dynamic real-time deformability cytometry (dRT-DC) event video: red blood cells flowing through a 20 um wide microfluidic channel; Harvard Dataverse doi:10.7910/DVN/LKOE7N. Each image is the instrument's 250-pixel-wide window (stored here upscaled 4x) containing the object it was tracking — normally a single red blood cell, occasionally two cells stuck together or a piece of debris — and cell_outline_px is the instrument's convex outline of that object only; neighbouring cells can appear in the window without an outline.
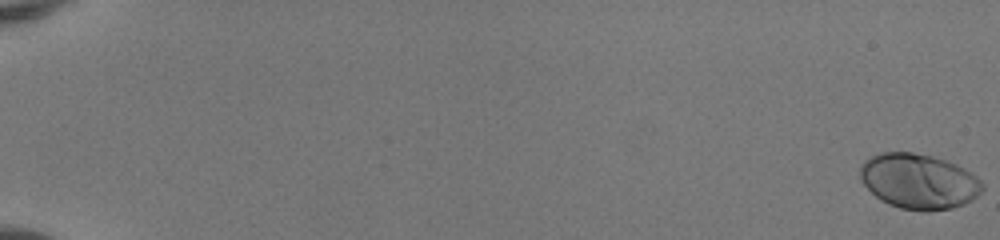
{"species": "human", "species_latin": "Homo sapiens", "temperature_condition": "room temperature", "stored_images_in_passage": 53, "camera_frame_rate_fps": 3000, "um_per_image_px": 0.085, "donor": {"sex": "female"}, "frame": {"image": 1, "passage_image": 1, "time_ms": 0.0, "image_size_px": [1000, 240], "cell_outline_px": [[984, 188], [972, 200], [964, 204], [952, 208], [928, 212], [924, 212], [900, 208], [888, 204], [880, 200], [860, 180], [860, 168], [864, 160], [880, 152], [912, 152], [932, 156], [956, 164], [964, 168], [976, 176], [984, 184]], "centroid_in_image_um": [78.09, 15.42], "position_along_channel_um": 6.9, "area_um2": 39.48}}
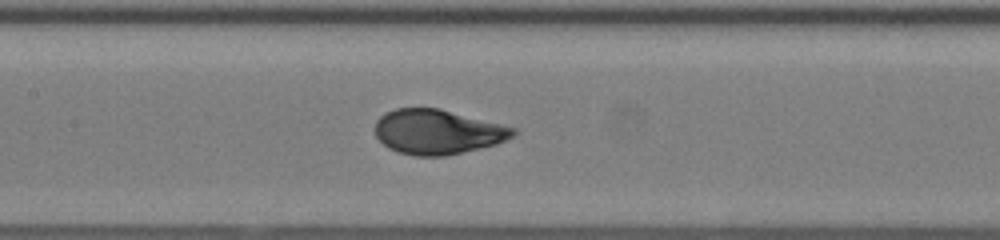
{"frame": {"image": 2, "passage_image": 29, "time_ms": 9.333, "image_size_px": [1000, 240], "cell_outline_px": [[516, 132], [512, 136], [496, 144], [444, 156], [416, 156], [396, 152], [388, 148], [376, 136], [376, 120], [380, 116], [396, 108], [440, 108], [516, 128]], "centroid_in_image_um": [37.17, 11.21], "position_along_channel_um": 170.2, "area_um2": 35.72}}
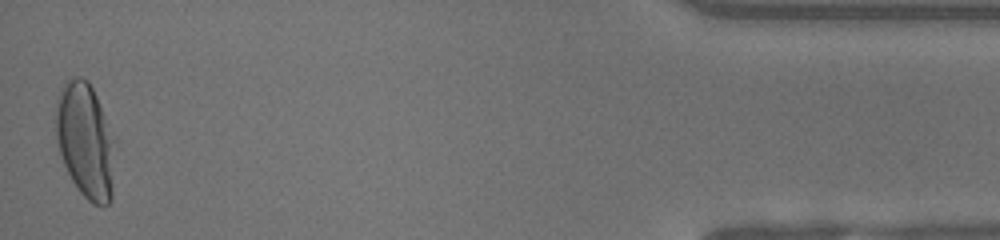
{"frame": {"image": 3, "passage_image": 53, "time_ms": 17.333, "image_size_px": [1000, 240], "cell_outline_px": [[116, 140], [112, 200], [104, 208], [92, 204], [80, 192], [72, 180], [64, 164], [60, 152], [56, 136], [56, 100], [60, 88], [64, 80], [72, 76], [80, 76], [88, 80], [96, 96]], "centroid_in_image_um": [7.28, 11.95], "position_along_channel_um": 427.9, "area_um2": 40.46}, "authors_computed_cell_mechanics": {"area_um2": 36.5296, "velocity_mm_per_s": 4.1012, "shape_relaxation_time_tau1_ms": 3.5379, "shape_relaxation_time_tau2_ms": null, "deformation_change_tau1": 0.2007, "deformation_change_tau2": null}}